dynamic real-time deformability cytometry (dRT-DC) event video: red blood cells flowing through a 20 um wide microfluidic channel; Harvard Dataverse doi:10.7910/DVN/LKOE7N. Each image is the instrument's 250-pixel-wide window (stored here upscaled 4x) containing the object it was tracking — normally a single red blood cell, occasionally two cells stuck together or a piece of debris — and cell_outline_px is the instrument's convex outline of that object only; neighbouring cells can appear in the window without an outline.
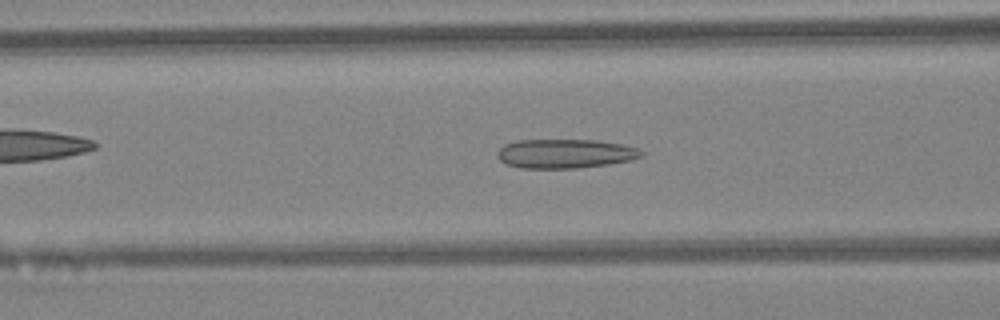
{"species": "Egyptian fruit bat (a non-hibernating species)", "species_latin": "Rousettus aegyptiacus", "temperature_condition": "warm", "stored_images_in_passage": 30, "camera_frame_rate_fps": 3000, "um_per_image_px": 0.085, "animal": {"sex": "female"}, "frame": {"image": 1, "passage_image": 12, "time_ms": 3.667, "image_size_px": [1000, 320], "cell_outline_px": [[644, 152], [640, 156], [628, 160], [608, 164], [576, 168], [520, 168], [508, 164], [500, 160], [496, 156], [496, 152], [504, 144], [516, 140], [596, 140], [620, 144], [636, 148]], "centroid_in_image_um": [47.96, 13.05], "position_along_channel_um": 118.6, "area_um2": 24.28}}
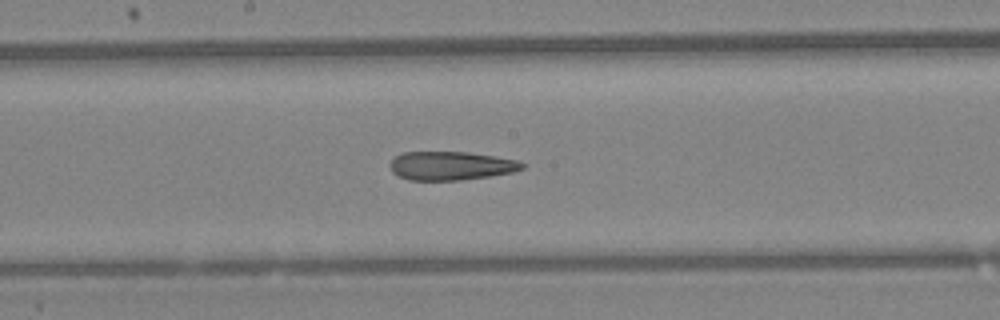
{"frame": {"image": 2, "passage_image": 18, "time_ms": 5.667, "image_size_px": [1000, 320], "cell_outline_px": [[528, 164], [524, 168], [512, 172], [488, 176], [460, 180], [408, 180], [392, 172], [392, 160], [396, 156], [404, 152], [468, 152], [496, 156], [516, 160]], "centroid_in_image_um": [38.38, 14.08], "position_along_channel_um": 209.8, "area_um2": 21.91}}
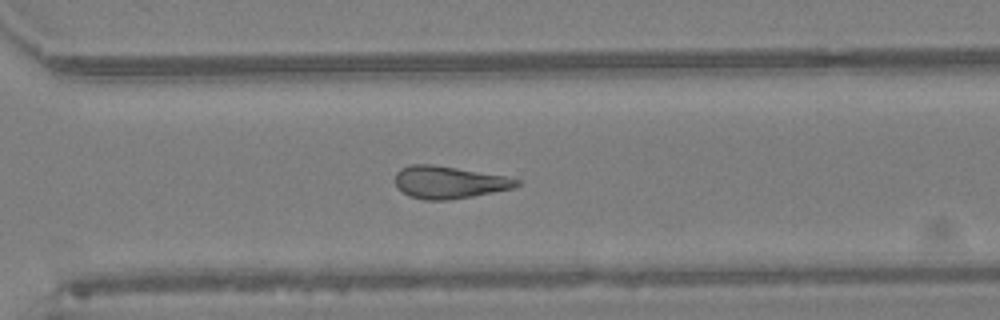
{"frame": {"image": 3, "passage_image": 26, "time_ms": 8.333, "image_size_px": [1000, 320], "cell_outline_px": [[520, 184], [512, 188], [472, 196], [448, 200], [424, 200], [408, 196], [396, 184], [396, 172], [400, 168], [412, 164], [432, 164], [508, 176], [520, 180]], "centroid_in_image_um": [38.17, 15.49], "position_along_channel_um": 332.4, "area_um2": 22.83}}